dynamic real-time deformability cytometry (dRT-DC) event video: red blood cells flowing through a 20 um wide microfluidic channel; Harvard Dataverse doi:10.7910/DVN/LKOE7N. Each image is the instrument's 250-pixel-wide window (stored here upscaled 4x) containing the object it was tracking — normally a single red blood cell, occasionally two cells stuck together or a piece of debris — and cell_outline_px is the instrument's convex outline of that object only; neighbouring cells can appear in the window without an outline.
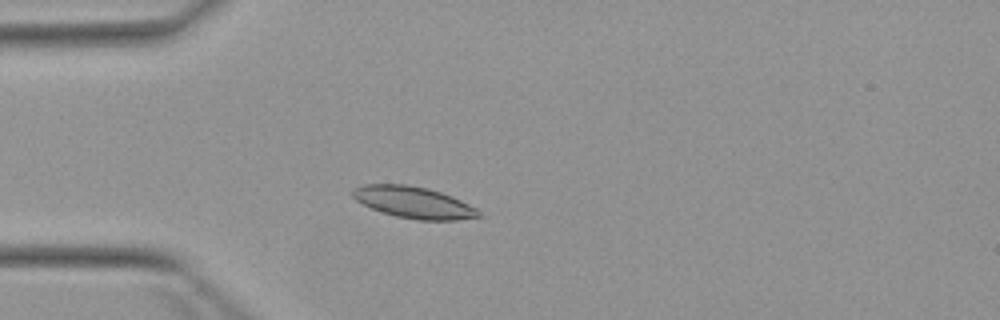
{"species": "Egyptian fruit bat (a non-hibernating species)", "species_latin": "Rousettus aegyptiacus", "temperature_condition": "warm", "stored_images_in_passage": 2, "camera_frame_rate_fps": 3000, "um_per_image_px": 0.085, "animal": {"sex": "female"}, "frame": {"image": 1, "passage_image": 1, "time_ms": 0.0, "image_size_px": [1000, 320], "cell_outline_px": [[484, 216], [456, 220], [416, 220], [396, 216], [372, 208], [356, 200], [352, 196], [352, 188], [364, 184], [408, 184], [428, 188], [452, 196], [476, 208]], "centroid_in_image_um": [35.17, 17.2], "position_along_channel_um": 49.8, "area_um2": 23.18}}